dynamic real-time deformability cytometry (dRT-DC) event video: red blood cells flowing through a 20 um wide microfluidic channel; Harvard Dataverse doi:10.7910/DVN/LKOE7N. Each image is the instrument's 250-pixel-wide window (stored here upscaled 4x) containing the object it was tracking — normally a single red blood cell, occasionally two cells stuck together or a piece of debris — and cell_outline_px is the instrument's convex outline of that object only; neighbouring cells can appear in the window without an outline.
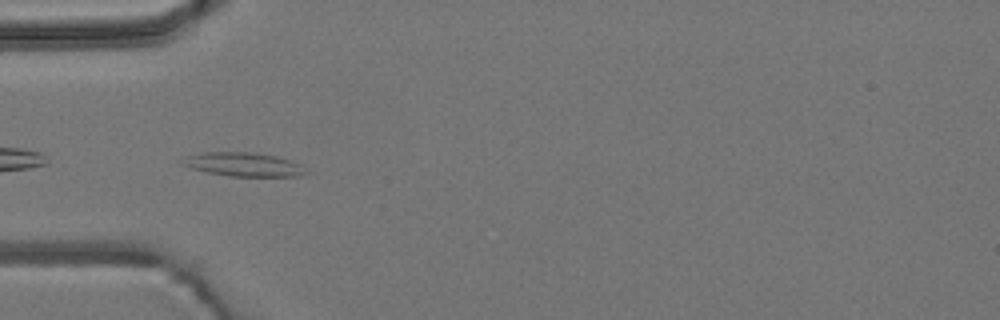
{"species": "common noctule bat (a hibernating species)", "species_latin": "Nyctalus noctula", "temperature_condition": "room temperature", "stored_images_in_passage": 6, "camera_frame_rate_fps": 3000, "um_per_image_px": 0.085, "animal": {"sex": "male", "body_mass_g": 19.2, "forearm_length_mm": 51.8}, "frame": {"image": 1, "passage_image": 4, "time_ms": 3.333, "image_size_px": [1000, 320], "cell_outline_px": [[312, 172], [300, 176], [228, 176], [208, 172], [192, 168], [180, 164], [188, 156], [204, 152], [252, 152], [276, 156], [292, 160], [300, 164]], "centroid_in_image_um": [20.79, 13.98], "position_along_channel_um": 64.2, "area_um2": 17.17}}
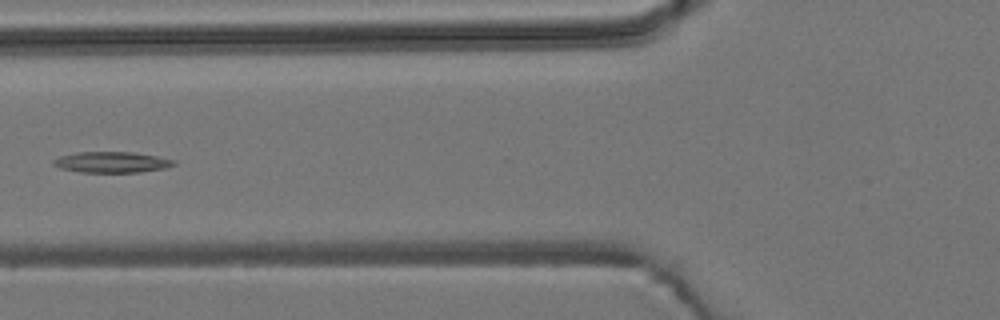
{"frame": {"image": 2, "passage_image": 5, "time_ms": 4.667, "image_size_px": [1000, 320], "cell_outline_px": [[176, 164], [168, 168], [140, 172], [80, 172], [60, 168], [52, 164], [52, 160], [60, 156], [76, 152], [132, 152], [156, 156], [176, 160]], "centroid_in_image_um": [9.51, 13.78], "position_along_channel_um": 116.3, "area_um2": 14.74}}
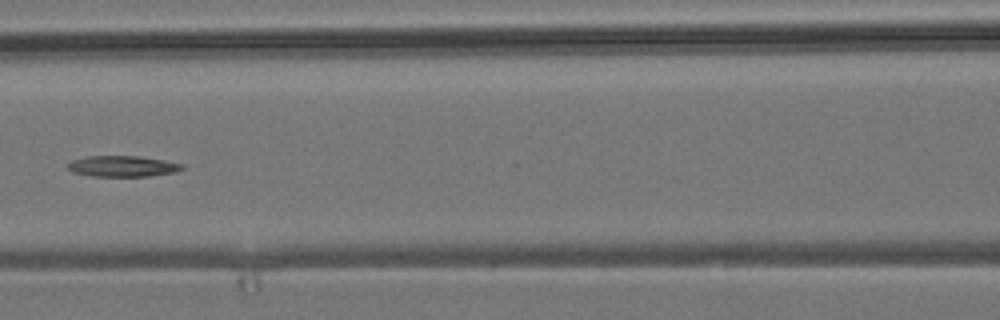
{"frame": {"image": 3, "passage_image": 6, "time_ms": 5.667, "image_size_px": [1000, 320], "cell_outline_px": [[184, 168], [176, 172], [148, 176], [92, 176], [72, 172], [68, 168], [68, 164], [72, 160], [88, 156], [140, 156], [164, 160], [184, 164]], "centroid_in_image_um": [10.44, 14.13], "position_along_channel_um": 156.2, "area_um2": 13.93}}